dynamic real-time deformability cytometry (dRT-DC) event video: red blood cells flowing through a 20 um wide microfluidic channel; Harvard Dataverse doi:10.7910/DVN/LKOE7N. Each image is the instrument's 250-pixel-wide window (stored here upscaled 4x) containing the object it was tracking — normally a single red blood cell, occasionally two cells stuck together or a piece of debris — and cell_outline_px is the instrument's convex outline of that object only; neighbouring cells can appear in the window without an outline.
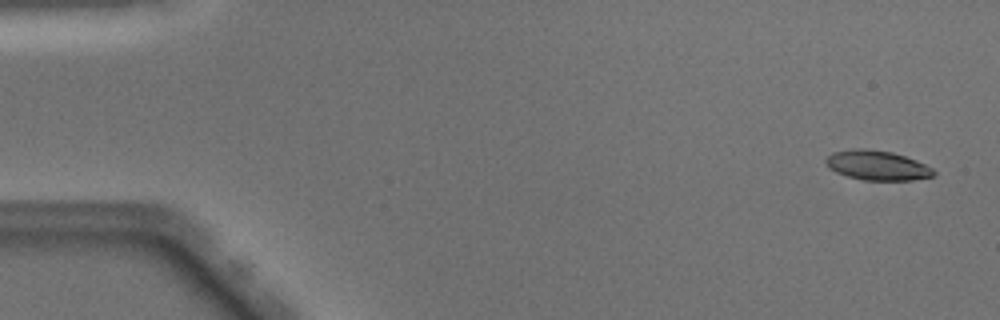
{"species": "Egyptian fruit bat (a non-hibernating species)", "species_latin": "Rousettus aegyptiacus", "temperature_condition": "warm", "stored_images_in_passage": 50, "camera_frame_rate_fps": 3000, "um_per_image_px": 0.085, "animal": {"sex": "male"}, "frame": {"image": 1, "passage_image": 2, "time_ms": 0.333, "image_size_px": [1000, 320], "cell_outline_px": [[936, 176], [912, 180], [864, 180], [848, 176], [836, 172], [828, 168], [824, 160], [832, 152], [852, 148], [864, 148], [892, 152], [916, 160], [932, 168], [936, 172]], "centroid_in_image_um": [74.55, 14.05], "position_along_channel_um": 10.5, "area_um2": 18.73}}
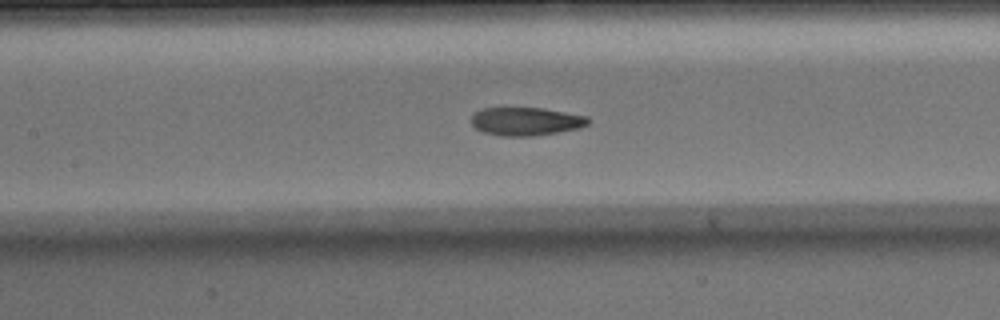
{"frame": {"image": 2, "passage_image": 23, "time_ms": 7.333, "image_size_px": [1000, 320], "cell_outline_px": [[592, 120], [588, 124], [580, 128], [532, 136], [500, 136], [484, 132], [476, 128], [472, 124], [472, 112], [480, 108], [544, 108], [588, 116]], "centroid_in_image_um": [44.71, 10.31], "position_along_channel_um": 162.7, "area_um2": 19.36}}
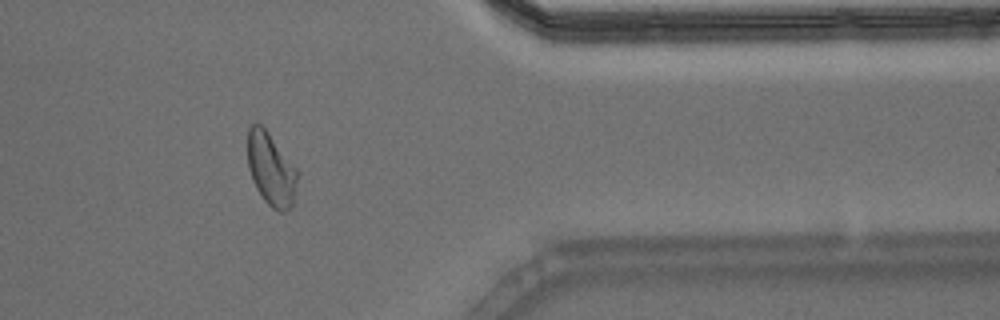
{"frame": {"image": 3, "passage_image": 41, "time_ms": 13.333, "image_size_px": [1000, 320], "cell_outline_px": [[296, 180], [292, 204], [284, 212], [280, 212], [272, 208], [264, 200], [256, 188], [252, 180], [248, 168], [248, 128], [256, 120], [268, 132], [296, 168]], "centroid_in_image_um": [22.99, 14.36], "position_along_channel_um": 388.4, "area_um2": 20.75}, "authors_computed_cell_mechanics": {"area_um2": 19.8543, "velocity_mm_per_s": 4.0463, "shape_relaxation_time_tau1_ms": null, "shape_relaxation_time_tau2_ms": 1.4036, "deformation_change_tau1": null, "deformation_change_tau2": 0.0846}}